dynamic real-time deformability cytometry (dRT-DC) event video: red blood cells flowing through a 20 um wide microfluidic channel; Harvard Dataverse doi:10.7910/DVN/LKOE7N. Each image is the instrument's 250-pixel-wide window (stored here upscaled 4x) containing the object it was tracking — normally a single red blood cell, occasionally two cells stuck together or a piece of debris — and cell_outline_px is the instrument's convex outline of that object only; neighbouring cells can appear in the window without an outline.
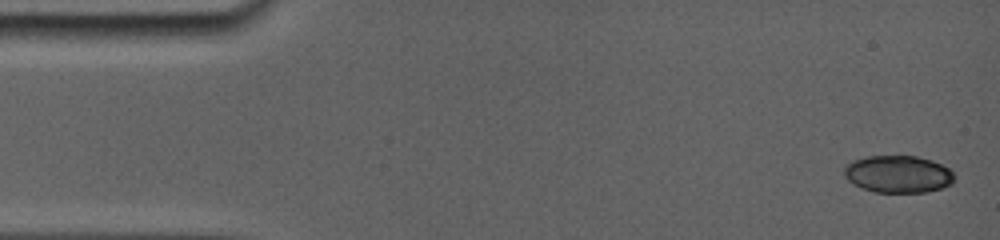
{"species": "common noctule bat (a hibernating species)", "species_latin": "Nyctalus noctula", "temperature_condition": "room temperature", "stored_images_in_passage": 7, "camera_frame_rate_fps": 5000, "um_per_image_px": 0.085, "animal": {"sex": "female", "body_mass_g": 19.0, "forearm_length_mm": 56.7}, "frame": {"image": 1, "passage_image": 1, "time_ms": 0.0, "image_size_px": [1000, 240], "cell_outline_px": [[952, 180], [948, 184], [940, 188], [924, 192], [876, 192], [864, 188], [848, 180], [844, 172], [848, 164], [856, 160], [872, 156], [912, 156], [928, 160], [940, 164], [948, 168], [952, 172]], "centroid_in_image_um": [76.33, 14.8], "position_along_channel_um": 8.7, "area_um2": 23.0}}
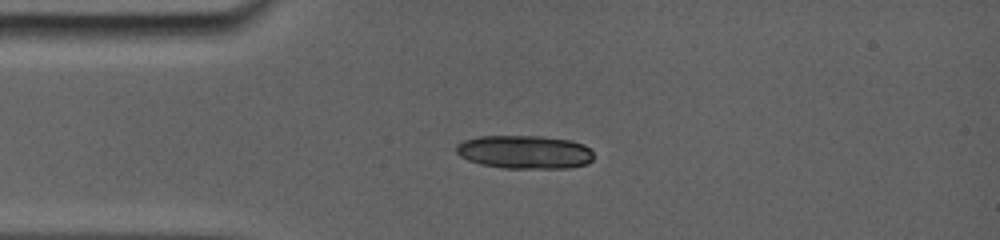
{"frame": {"image": 2, "passage_image": 6, "time_ms": 3.4, "image_size_px": [1000, 240], "cell_outline_px": [[592, 160], [588, 164], [568, 168], [504, 168], [480, 164], [468, 160], [460, 156], [456, 152], [456, 148], [464, 140], [484, 136], [532, 136], [568, 140], [580, 144], [588, 148], [592, 152]], "centroid_in_image_um": [44.58, 12.94], "position_along_channel_um": 40.4, "area_um2": 26.36}}